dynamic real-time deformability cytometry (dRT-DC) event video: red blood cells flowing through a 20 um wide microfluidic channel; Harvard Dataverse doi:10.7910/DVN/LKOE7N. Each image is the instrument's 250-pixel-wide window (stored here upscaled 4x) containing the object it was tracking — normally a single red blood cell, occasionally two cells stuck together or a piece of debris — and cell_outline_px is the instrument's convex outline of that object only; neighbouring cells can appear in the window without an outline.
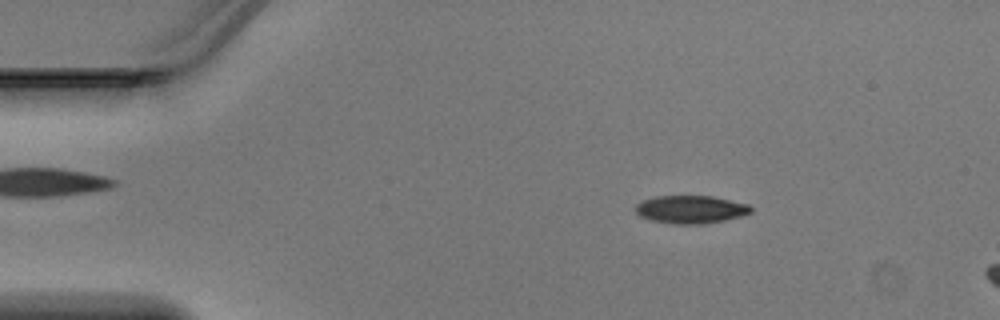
{"species": "Egyptian fruit bat (a non-hibernating species)", "species_latin": "Rousettus aegyptiacus", "temperature_condition": "warm", "stored_images_in_passage": 14, "camera_frame_rate_fps": 3000, "um_per_image_px": 0.085, "animal": {"sex": "male"}, "frame": {"image": 1, "passage_image": 8, "time_ms": 2.333, "image_size_px": [1000, 320], "cell_outline_px": [[752, 212], [740, 216], [724, 220], [704, 224], [672, 224], [652, 220], [640, 216], [636, 212], [636, 204], [640, 200], [656, 196], [712, 196], [748, 204], [752, 208]], "centroid_in_image_um": [58.69, 17.8], "position_along_channel_um": 26.3, "area_um2": 18.79}}